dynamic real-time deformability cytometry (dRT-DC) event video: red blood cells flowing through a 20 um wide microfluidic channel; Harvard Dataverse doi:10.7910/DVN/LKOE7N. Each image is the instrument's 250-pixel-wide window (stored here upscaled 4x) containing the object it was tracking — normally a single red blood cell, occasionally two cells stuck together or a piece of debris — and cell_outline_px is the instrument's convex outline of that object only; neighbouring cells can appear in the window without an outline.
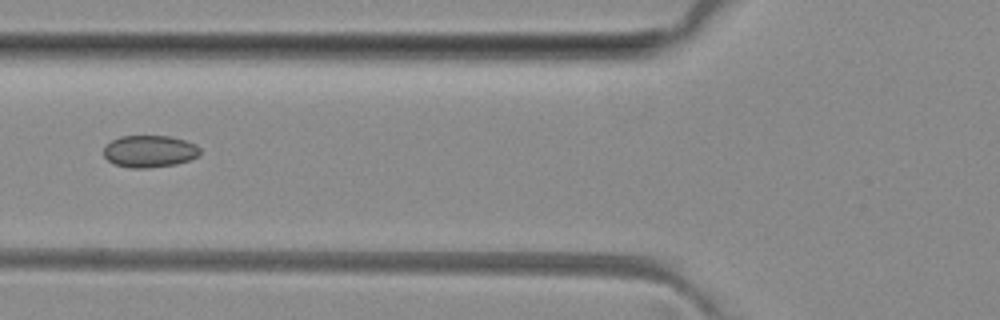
{"species": "common noctule bat (a hibernating species)", "species_latin": "Nyctalus noctula", "temperature_condition": "room temperature", "stored_images_in_passage": 3, "camera_frame_rate_fps": 3000, "um_per_image_px": 0.085, "animal": {"sex": "female", "body_mass_g": 29.2, "forearm_length_mm": 56.3}, "frame": {"image": 1, "passage_image": 2, "time_ms": 2.0, "image_size_px": [1000, 320], "cell_outline_px": [[200, 152], [196, 156], [188, 160], [176, 164], [148, 168], [132, 168], [116, 164], [108, 160], [104, 156], [104, 148], [112, 140], [120, 136], [168, 136], [184, 140], [196, 144], [200, 148]], "centroid_in_image_um": [12.71, 12.86], "position_along_channel_um": 113.1, "area_um2": 17.8}}
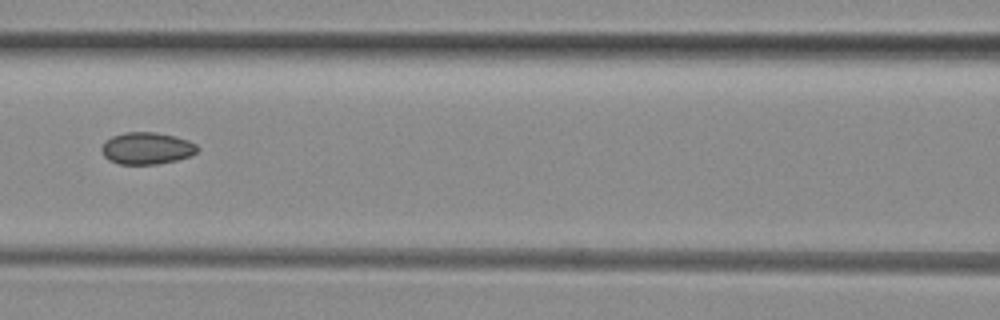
{"frame": {"image": 2, "passage_image": 3, "time_ms": 3.0, "image_size_px": [1000, 320], "cell_outline_px": [[200, 148], [192, 156], [176, 160], [156, 164], [120, 164], [108, 160], [104, 156], [100, 148], [112, 136], [124, 132], [156, 132], [176, 136], [188, 140], [196, 144]], "centroid_in_image_um": [12.5, 12.6], "position_along_channel_um": 154.1, "area_um2": 17.92}}